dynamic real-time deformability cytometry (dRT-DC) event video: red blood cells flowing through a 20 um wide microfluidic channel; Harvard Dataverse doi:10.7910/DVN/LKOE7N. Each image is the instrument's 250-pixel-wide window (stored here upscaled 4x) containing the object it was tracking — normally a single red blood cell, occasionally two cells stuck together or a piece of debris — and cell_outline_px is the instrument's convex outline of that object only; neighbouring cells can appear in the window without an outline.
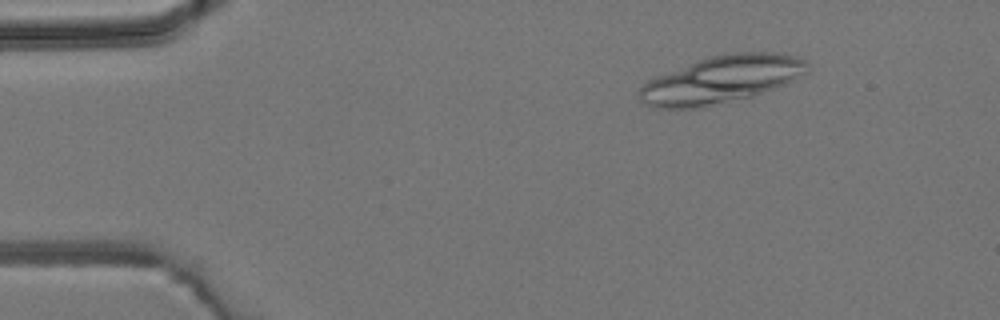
{"species": "common noctule bat (a hibernating species)", "species_latin": "Nyctalus noctula", "temperature_condition": "room temperature", "stored_images_in_passage": 4, "camera_frame_rate_fps": 3000, "um_per_image_px": 0.085, "animal": {"sex": "male", "body_mass_g": 19.2, "forearm_length_mm": 51.8}, "frame": {"image": 1, "passage_image": 4, "time_ms": 3.333, "image_size_px": [1000, 320], "cell_outline_px": [[808, 72], [784, 84], [752, 96], [704, 108], [656, 108], [644, 104], [640, 100], [636, 92], [648, 80], [656, 76], [700, 60], [712, 56], [732, 52], [772, 52], [796, 56], [804, 60], [808, 64]], "centroid_in_image_um": [61.29, 6.78], "position_along_channel_um": 23.7, "area_um2": 46.12}}